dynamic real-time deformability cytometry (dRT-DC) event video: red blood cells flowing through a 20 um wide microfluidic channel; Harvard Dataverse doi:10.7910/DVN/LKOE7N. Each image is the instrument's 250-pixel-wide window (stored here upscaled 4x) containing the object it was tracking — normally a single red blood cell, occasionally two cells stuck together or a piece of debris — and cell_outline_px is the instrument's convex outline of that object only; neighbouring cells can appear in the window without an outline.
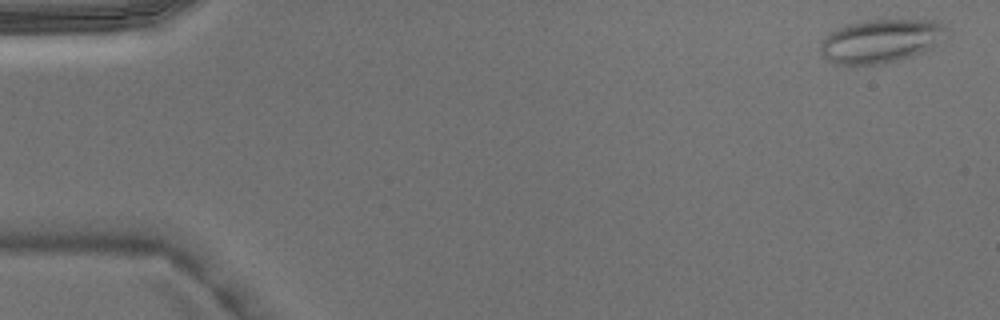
{"species": "Egyptian fruit bat (a non-hibernating species)", "species_latin": "Rousettus aegyptiacus", "temperature_condition": "warm", "stored_images_in_passage": 6, "camera_frame_rate_fps": 3000, "um_per_image_px": 0.085, "animal": {"sex": "male"}, "frame": {"image": 1, "passage_image": 1, "time_ms": 0.0, "image_size_px": [1000, 320], "cell_outline_px": [[952, 32], [948, 36], [932, 48], [924, 52], [900, 60], [880, 64], [848, 68], [832, 64], [820, 52], [820, 44], [828, 32], [836, 28], [848, 24], [864, 20], [940, 20]], "centroid_in_image_um": [74.89, 3.51], "position_along_channel_um": 10.1, "area_um2": 33.35}}